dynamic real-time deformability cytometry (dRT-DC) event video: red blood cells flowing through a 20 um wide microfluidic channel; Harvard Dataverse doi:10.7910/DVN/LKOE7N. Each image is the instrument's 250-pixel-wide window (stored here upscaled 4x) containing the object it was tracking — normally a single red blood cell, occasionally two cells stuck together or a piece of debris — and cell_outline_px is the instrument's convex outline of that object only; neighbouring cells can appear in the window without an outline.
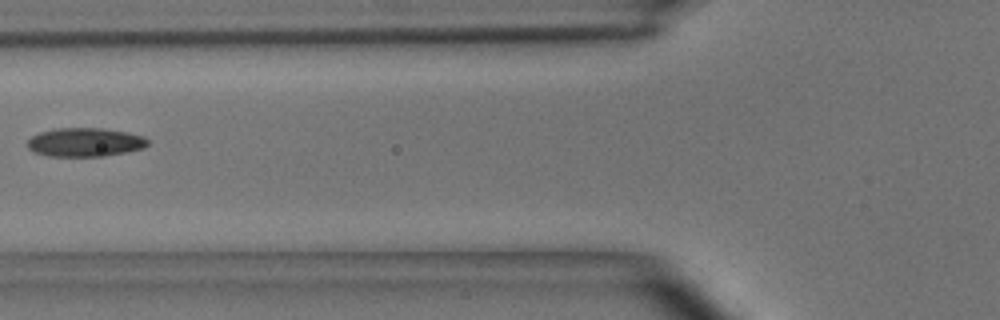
{"species": "common noctule bat (a hibernating species)", "species_latin": "Nyctalus noctula", "temperature_condition": "room temperature", "stored_images_in_passage": 2, "camera_frame_rate_fps": 3000, "um_per_image_px": 0.085, "animal": {"sex": "male", "body_mass_g": 15.6}, "frame": {"image": 1, "passage_image": 2, "time_ms": 0.333, "image_size_px": [1000, 320], "cell_outline_px": [[148, 144], [144, 148], [128, 152], [104, 156], [48, 156], [32, 152], [28, 148], [28, 140], [32, 136], [40, 132], [56, 128], [104, 128], [128, 132], [144, 136], [148, 140]], "centroid_in_image_um": [7.24, 12.09], "position_along_channel_um": 118.6, "area_um2": 20.35}}